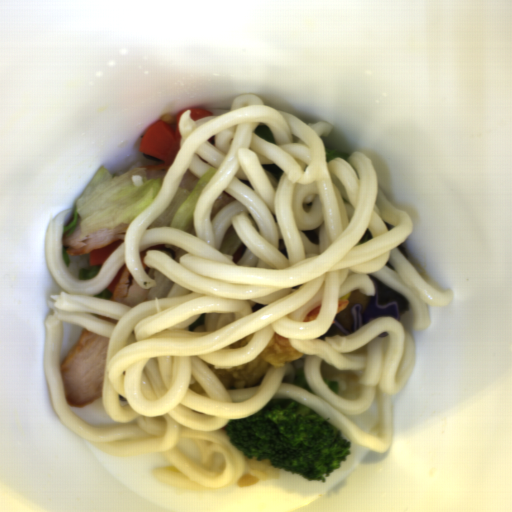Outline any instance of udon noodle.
Wrapping results in <instances>:
<instances>
[{"label":"udon noodle","mask_w":512,"mask_h":512,"mask_svg":"<svg viewBox=\"0 0 512 512\" xmlns=\"http://www.w3.org/2000/svg\"><path fill=\"white\" fill-rule=\"evenodd\" d=\"M180 115V150L162 180L153 204L133 219L121 243L90 280H78L62 256L64 217L51 219L44 254L51 276L65 291L47 301L44 372L53 407L69 432L114 457L161 453L171 464L149 469L159 483L202 493L238 483L244 469L261 481H275L271 461L249 459L224 432L230 420L254 415L274 397L316 411L356 445L386 454L393 442L392 396L403 390L416 367L415 338L395 317L374 318L346 336L317 339L332 326L339 298L363 291L375 295L369 275L410 302L412 330L431 323L429 306L446 307L453 289L438 290L397 249L413 232L409 214L378 188L374 166L363 151L350 159L326 161L334 125L306 124L289 112L264 105L259 94L235 97L229 111L192 120ZM269 126L278 144L255 135ZM216 137L215 146L207 140ZM285 171L277 184L261 166ZM217 174L195 207L192 236L176 228L149 226L173 200L188 169ZM234 199L210 222L213 200ZM383 221L395 226L390 231ZM246 245L237 262L219 250L229 228ZM366 228L373 239L356 246ZM319 229V245L301 230ZM286 243L287 260L278 250ZM174 244L188 254L179 263L148 250L144 262L174 280L165 298L131 310L111 300L107 287L126 262L143 289L156 283L140 265L139 252ZM313 322H302L317 306ZM69 322L110 339L104 364L102 400L115 426H95L75 415L63 388L59 353L61 326ZM273 332L290 338L305 354L261 377L255 385L227 383L213 368L255 359ZM254 333L248 345L229 344ZM358 374V399H342L321 379L323 364ZM304 368L315 394L288 384ZM200 449V463L178 449L182 439Z\"/></svg>","instance_id":"1"}]
</instances>
